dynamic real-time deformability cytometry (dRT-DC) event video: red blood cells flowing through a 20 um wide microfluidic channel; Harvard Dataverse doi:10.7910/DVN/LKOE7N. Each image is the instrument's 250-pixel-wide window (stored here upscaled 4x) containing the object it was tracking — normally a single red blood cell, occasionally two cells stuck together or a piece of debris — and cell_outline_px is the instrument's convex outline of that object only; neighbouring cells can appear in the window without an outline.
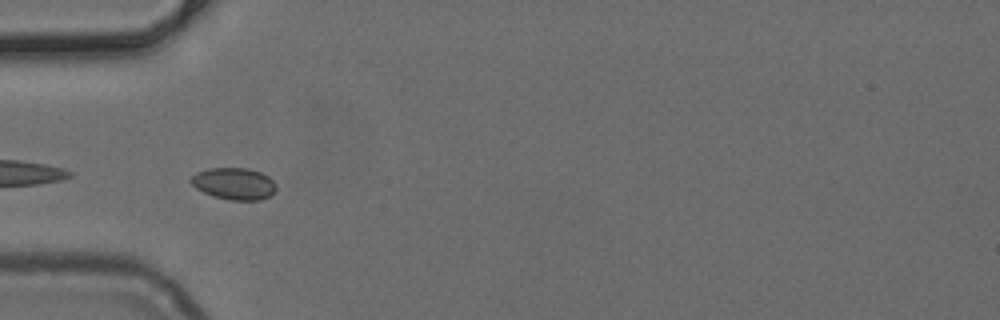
{"species": "common noctule bat (a hibernating species)", "species_latin": "Nyctalus noctula", "temperature_condition": "cold", "stored_images_in_passage": 8, "camera_frame_rate_fps": 3000, "um_per_image_px": 0.085, "animal": {"sex": "female", "body_mass_g": 24.6, "forearm_length_mm": 56.2}, "frame": {"image": 1, "passage_image": 1, "time_ms": 0.0, "image_size_px": [1000, 320], "cell_outline_px": [[276, 192], [260, 200], [232, 200], [216, 196], [204, 192], [196, 188], [188, 180], [196, 172], [208, 168], [248, 168], [260, 172], [268, 176], [276, 184]], "centroid_in_image_um": [19.9, 15.6], "position_along_channel_um": 65.1, "area_um2": 15.78}}
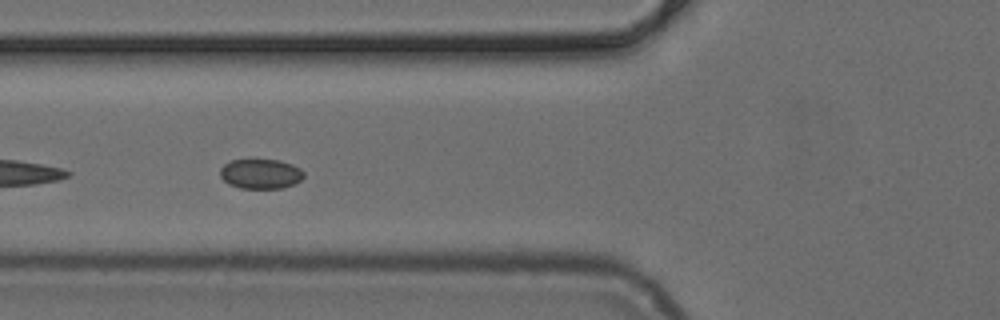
{"frame": {"image": 2, "passage_image": 4, "time_ms": 1.0, "image_size_px": [1000, 320], "cell_outline_px": [[304, 176], [300, 180], [284, 188], [240, 188], [228, 184], [220, 176], [220, 168], [224, 164], [232, 160], [280, 160], [292, 164], [300, 168], [304, 172]], "centroid_in_image_um": [22.15, 14.77], "position_along_channel_um": 103.7, "area_um2": 14.51}}